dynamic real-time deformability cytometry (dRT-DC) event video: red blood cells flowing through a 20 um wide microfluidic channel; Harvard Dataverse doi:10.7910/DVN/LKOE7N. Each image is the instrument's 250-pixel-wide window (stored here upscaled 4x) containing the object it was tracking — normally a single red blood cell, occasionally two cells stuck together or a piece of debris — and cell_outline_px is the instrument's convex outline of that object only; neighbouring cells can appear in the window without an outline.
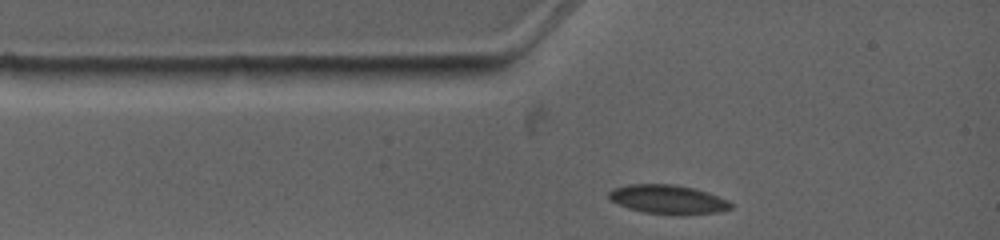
{"species": "common noctule bat (a hibernating species)", "species_latin": "Nyctalus noctula", "temperature_condition": "warm", "stored_images_in_passage": 2, "camera_frame_rate_fps": 4500, "um_per_image_px": 0.085, "animal": {"sex": "female", "body_mass_g": 19.0, "forearm_length_mm": 53.3}, "frame": {"image": 1, "passage_image": 1, "time_ms": 0.0, "image_size_px": [1000, 240], "cell_outline_px": [[732, 208], [720, 212], [684, 216], [676, 216], [644, 212], [628, 208], [612, 200], [608, 196], [608, 192], [616, 188], [628, 184], [672, 184], [692, 188], [708, 192], [728, 200], [732, 204]], "centroid_in_image_um": [56.83, 16.97], "position_along_channel_um": 28.2, "area_um2": 20.81}}